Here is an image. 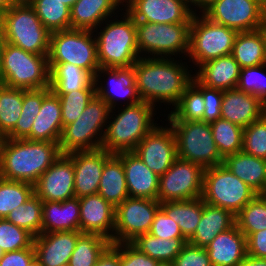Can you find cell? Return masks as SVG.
<instances>
[{
	"instance_id": "obj_1",
	"label": "cell",
	"mask_w": 266,
	"mask_h": 266,
	"mask_svg": "<svg viewBox=\"0 0 266 266\" xmlns=\"http://www.w3.org/2000/svg\"><path fill=\"white\" fill-rule=\"evenodd\" d=\"M133 68L141 101L152 104L156 110L163 104L172 110L194 77L192 66L180 58L140 57Z\"/></svg>"
},
{
	"instance_id": "obj_2",
	"label": "cell",
	"mask_w": 266,
	"mask_h": 266,
	"mask_svg": "<svg viewBox=\"0 0 266 266\" xmlns=\"http://www.w3.org/2000/svg\"><path fill=\"white\" fill-rule=\"evenodd\" d=\"M59 143L0 139V177L35 184L61 156Z\"/></svg>"
},
{
	"instance_id": "obj_3",
	"label": "cell",
	"mask_w": 266,
	"mask_h": 266,
	"mask_svg": "<svg viewBox=\"0 0 266 266\" xmlns=\"http://www.w3.org/2000/svg\"><path fill=\"white\" fill-rule=\"evenodd\" d=\"M155 109L152 104L145 101L111 109L101 148L111 154L133 151L158 125L154 117L159 112Z\"/></svg>"
},
{
	"instance_id": "obj_4",
	"label": "cell",
	"mask_w": 266,
	"mask_h": 266,
	"mask_svg": "<svg viewBox=\"0 0 266 266\" xmlns=\"http://www.w3.org/2000/svg\"><path fill=\"white\" fill-rule=\"evenodd\" d=\"M121 12L120 15L117 14L103 21L93 31L100 67H131L140 58L136 22L124 8Z\"/></svg>"
},
{
	"instance_id": "obj_5",
	"label": "cell",
	"mask_w": 266,
	"mask_h": 266,
	"mask_svg": "<svg viewBox=\"0 0 266 266\" xmlns=\"http://www.w3.org/2000/svg\"><path fill=\"white\" fill-rule=\"evenodd\" d=\"M0 27L5 42L29 53L48 55L51 33L44 27L28 1H16L1 13Z\"/></svg>"
},
{
	"instance_id": "obj_6",
	"label": "cell",
	"mask_w": 266,
	"mask_h": 266,
	"mask_svg": "<svg viewBox=\"0 0 266 266\" xmlns=\"http://www.w3.org/2000/svg\"><path fill=\"white\" fill-rule=\"evenodd\" d=\"M0 84L25 90L49 87L48 55L29 53L5 42L1 56Z\"/></svg>"
},
{
	"instance_id": "obj_7",
	"label": "cell",
	"mask_w": 266,
	"mask_h": 266,
	"mask_svg": "<svg viewBox=\"0 0 266 266\" xmlns=\"http://www.w3.org/2000/svg\"><path fill=\"white\" fill-rule=\"evenodd\" d=\"M110 110L108 104L95 95L77 120L63 127L59 140L61 154L100 149Z\"/></svg>"
},
{
	"instance_id": "obj_8",
	"label": "cell",
	"mask_w": 266,
	"mask_h": 266,
	"mask_svg": "<svg viewBox=\"0 0 266 266\" xmlns=\"http://www.w3.org/2000/svg\"><path fill=\"white\" fill-rule=\"evenodd\" d=\"M190 26L191 23L136 22L137 47L140 57H176L177 59L181 57L187 60L185 57L189 52Z\"/></svg>"
},
{
	"instance_id": "obj_9",
	"label": "cell",
	"mask_w": 266,
	"mask_h": 266,
	"mask_svg": "<svg viewBox=\"0 0 266 266\" xmlns=\"http://www.w3.org/2000/svg\"><path fill=\"white\" fill-rule=\"evenodd\" d=\"M237 33L232 28L211 21L200 11H195L191 20L187 55L189 62L194 64L192 70L212 59L230 55Z\"/></svg>"
},
{
	"instance_id": "obj_10",
	"label": "cell",
	"mask_w": 266,
	"mask_h": 266,
	"mask_svg": "<svg viewBox=\"0 0 266 266\" xmlns=\"http://www.w3.org/2000/svg\"><path fill=\"white\" fill-rule=\"evenodd\" d=\"M172 128L177 158L194 162L204 169L223 164L209 123L203 121H166Z\"/></svg>"
},
{
	"instance_id": "obj_11",
	"label": "cell",
	"mask_w": 266,
	"mask_h": 266,
	"mask_svg": "<svg viewBox=\"0 0 266 266\" xmlns=\"http://www.w3.org/2000/svg\"><path fill=\"white\" fill-rule=\"evenodd\" d=\"M48 63H70L95 76L100 65L93 31L68 29L50 34Z\"/></svg>"
},
{
	"instance_id": "obj_12",
	"label": "cell",
	"mask_w": 266,
	"mask_h": 266,
	"mask_svg": "<svg viewBox=\"0 0 266 266\" xmlns=\"http://www.w3.org/2000/svg\"><path fill=\"white\" fill-rule=\"evenodd\" d=\"M257 193L223 164L204 169L202 200L236 215Z\"/></svg>"
},
{
	"instance_id": "obj_13",
	"label": "cell",
	"mask_w": 266,
	"mask_h": 266,
	"mask_svg": "<svg viewBox=\"0 0 266 266\" xmlns=\"http://www.w3.org/2000/svg\"><path fill=\"white\" fill-rule=\"evenodd\" d=\"M204 168L177 158L160 176L158 202L184 201L202 197Z\"/></svg>"
},
{
	"instance_id": "obj_14",
	"label": "cell",
	"mask_w": 266,
	"mask_h": 266,
	"mask_svg": "<svg viewBox=\"0 0 266 266\" xmlns=\"http://www.w3.org/2000/svg\"><path fill=\"white\" fill-rule=\"evenodd\" d=\"M200 12L237 32L257 30L266 19V11L253 0H209Z\"/></svg>"
},
{
	"instance_id": "obj_15",
	"label": "cell",
	"mask_w": 266,
	"mask_h": 266,
	"mask_svg": "<svg viewBox=\"0 0 266 266\" xmlns=\"http://www.w3.org/2000/svg\"><path fill=\"white\" fill-rule=\"evenodd\" d=\"M160 202L147 198H126L115 207L114 243H130L149 232Z\"/></svg>"
},
{
	"instance_id": "obj_16",
	"label": "cell",
	"mask_w": 266,
	"mask_h": 266,
	"mask_svg": "<svg viewBox=\"0 0 266 266\" xmlns=\"http://www.w3.org/2000/svg\"><path fill=\"white\" fill-rule=\"evenodd\" d=\"M94 84L96 95L103 99L110 109L133 105L141 101L137 91L133 66L99 67L94 76ZM119 100H121V103Z\"/></svg>"
},
{
	"instance_id": "obj_17",
	"label": "cell",
	"mask_w": 266,
	"mask_h": 266,
	"mask_svg": "<svg viewBox=\"0 0 266 266\" xmlns=\"http://www.w3.org/2000/svg\"><path fill=\"white\" fill-rule=\"evenodd\" d=\"M133 152L151 171L162 176L177 159L176 139L170 125H156Z\"/></svg>"
},
{
	"instance_id": "obj_18",
	"label": "cell",
	"mask_w": 266,
	"mask_h": 266,
	"mask_svg": "<svg viewBox=\"0 0 266 266\" xmlns=\"http://www.w3.org/2000/svg\"><path fill=\"white\" fill-rule=\"evenodd\" d=\"M124 4L135 22L191 23L196 11L187 0H124Z\"/></svg>"
},
{
	"instance_id": "obj_19",
	"label": "cell",
	"mask_w": 266,
	"mask_h": 266,
	"mask_svg": "<svg viewBox=\"0 0 266 266\" xmlns=\"http://www.w3.org/2000/svg\"><path fill=\"white\" fill-rule=\"evenodd\" d=\"M74 166L67 154H62L34 184V193L41 201L62 202L75 197Z\"/></svg>"
},
{
	"instance_id": "obj_20",
	"label": "cell",
	"mask_w": 266,
	"mask_h": 266,
	"mask_svg": "<svg viewBox=\"0 0 266 266\" xmlns=\"http://www.w3.org/2000/svg\"><path fill=\"white\" fill-rule=\"evenodd\" d=\"M67 155L74 166L75 197L97 194L105 161L111 153L100 148L93 151H75Z\"/></svg>"
},
{
	"instance_id": "obj_21",
	"label": "cell",
	"mask_w": 266,
	"mask_h": 266,
	"mask_svg": "<svg viewBox=\"0 0 266 266\" xmlns=\"http://www.w3.org/2000/svg\"><path fill=\"white\" fill-rule=\"evenodd\" d=\"M79 204L80 231L101 235L114 243L115 207L98 193L79 198Z\"/></svg>"
},
{
	"instance_id": "obj_22",
	"label": "cell",
	"mask_w": 266,
	"mask_h": 266,
	"mask_svg": "<svg viewBox=\"0 0 266 266\" xmlns=\"http://www.w3.org/2000/svg\"><path fill=\"white\" fill-rule=\"evenodd\" d=\"M81 234L80 230L42 233L34 237L35 257L41 266L68 264Z\"/></svg>"
},
{
	"instance_id": "obj_23",
	"label": "cell",
	"mask_w": 266,
	"mask_h": 266,
	"mask_svg": "<svg viewBox=\"0 0 266 266\" xmlns=\"http://www.w3.org/2000/svg\"><path fill=\"white\" fill-rule=\"evenodd\" d=\"M116 155L122 160L129 197L158 201L160 177L151 171L133 151L120 152Z\"/></svg>"
},
{
	"instance_id": "obj_24",
	"label": "cell",
	"mask_w": 266,
	"mask_h": 266,
	"mask_svg": "<svg viewBox=\"0 0 266 266\" xmlns=\"http://www.w3.org/2000/svg\"><path fill=\"white\" fill-rule=\"evenodd\" d=\"M124 0H77L70 9L71 29L94 31L103 21L119 14Z\"/></svg>"
},
{
	"instance_id": "obj_25",
	"label": "cell",
	"mask_w": 266,
	"mask_h": 266,
	"mask_svg": "<svg viewBox=\"0 0 266 266\" xmlns=\"http://www.w3.org/2000/svg\"><path fill=\"white\" fill-rule=\"evenodd\" d=\"M262 117V101L256 96L230 89L223 91L221 118L243 129Z\"/></svg>"
},
{
	"instance_id": "obj_26",
	"label": "cell",
	"mask_w": 266,
	"mask_h": 266,
	"mask_svg": "<svg viewBox=\"0 0 266 266\" xmlns=\"http://www.w3.org/2000/svg\"><path fill=\"white\" fill-rule=\"evenodd\" d=\"M213 266H237L247 255L246 236L235 224L206 247Z\"/></svg>"
},
{
	"instance_id": "obj_27",
	"label": "cell",
	"mask_w": 266,
	"mask_h": 266,
	"mask_svg": "<svg viewBox=\"0 0 266 266\" xmlns=\"http://www.w3.org/2000/svg\"><path fill=\"white\" fill-rule=\"evenodd\" d=\"M197 69L193 74L201 84L225 91L236 89L241 67L230 54L207 61Z\"/></svg>"
},
{
	"instance_id": "obj_28",
	"label": "cell",
	"mask_w": 266,
	"mask_h": 266,
	"mask_svg": "<svg viewBox=\"0 0 266 266\" xmlns=\"http://www.w3.org/2000/svg\"><path fill=\"white\" fill-rule=\"evenodd\" d=\"M62 130L60 99L51 90L43 98L40 111L33 122L31 133L26 139L59 143Z\"/></svg>"
},
{
	"instance_id": "obj_29",
	"label": "cell",
	"mask_w": 266,
	"mask_h": 266,
	"mask_svg": "<svg viewBox=\"0 0 266 266\" xmlns=\"http://www.w3.org/2000/svg\"><path fill=\"white\" fill-rule=\"evenodd\" d=\"M80 230L79 198L62 202L44 201L42 207V233Z\"/></svg>"
},
{
	"instance_id": "obj_30",
	"label": "cell",
	"mask_w": 266,
	"mask_h": 266,
	"mask_svg": "<svg viewBox=\"0 0 266 266\" xmlns=\"http://www.w3.org/2000/svg\"><path fill=\"white\" fill-rule=\"evenodd\" d=\"M235 224V215L231 211L204 202L202 217L188 243L206 248L219 233Z\"/></svg>"
},
{
	"instance_id": "obj_31",
	"label": "cell",
	"mask_w": 266,
	"mask_h": 266,
	"mask_svg": "<svg viewBox=\"0 0 266 266\" xmlns=\"http://www.w3.org/2000/svg\"><path fill=\"white\" fill-rule=\"evenodd\" d=\"M223 165L257 194H266V160L243 151L224 158Z\"/></svg>"
},
{
	"instance_id": "obj_32",
	"label": "cell",
	"mask_w": 266,
	"mask_h": 266,
	"mask_svg": "<svg viewBox=\"0 0 266 266\" xmlns=\"http://www.w3.org/2000/svg\"><path fill=\"white\" fill-rule=\"evenodd\" d=\"M48 64L49 87L55 94H65L80 89H95L94 77L83 68L70 63Z\"/></svg>"
},
{
	"instance_id": "obj_33",
	"label": "cell",
	"mask_w": 266,
	"mask_h": 266,
	"mask_svg": "<svg viewBox=\"0 0 266 266\" xmlns=\"http://www.w3.org/2000/svg\"><path fill=\"white\" fill-rule=\"evenodd\" d=\"M98 194L114 207L129 197L122 160L116 154H111L105 161Z\"/></svg>"
},
{
	"instance_id": "obj_34",
	"label": "cell",
	"mask_w": 266,
	"mask_h": 266,
	"mask_svg": "<svg viewBox=\"0 0 266 266\" xmlns=\"http://www.w3.org/2000/svg\"><path fill=\"white\" fill-rule=\"evenodd\" d=\"M231 55L241 69L266 64L265 41L260 29L238 32Z\"/></svg>"
},
{
	"instance_id": "obj_35",
	"label": "cell",
	"mask_w": 266,
	"mask_h": 266,
	"mask_svg": "<svg viewBox=\"0 0 266 266\" xmlns=\"http://www.w3.org/2000/svg\"><path fill=\"white\" fill-rule=\"evenodd\" d=\"M204 201L201 197L184 201L160 203L166 215L178 223L182 235L188 240L196 230L203 213Z\"/></svg>"
},
{
	"instance_id": "obj_36",
	"label": "cell",
	"mask_w": 266,
	"mask_h": 266,
	"mask_svg": "<svg viewBox=\"0 0 266 266\" xmlns=\"http://www.w3.org/2000/svg\"><path fill=\"white\" fill-rule=\"evenodd\" d=\"M187 242L186 238L163 239L146 233L137 236L130 243L152 259L159 262H173Z\"/></svg>"
},
{
	"instance_id": "obj_37",
	"label": "cell",
	"mask_w": 266,
	"mask_h": 266,
	"mask_svg": "<svg viewBox=\"0 0 266 266\" xmlns=\"http://www.w3.org/2000/svg\"><path fill=\"white\" fill-rule=\"evenodd\" d=\"M50 91V87L29 90L23 89V104L20 118L15 128L5 138L26 139L30 135L33 122L40 111L43 98Z\"/></svg>"
},
{
	"instance_id": "obj_38",
	"label": "cell",
	"mask_w": 266,
	"mask_h": 266,
	"mask_svg": "<svg viewBox=\"0 0 266 266\" xmlns=\"http://www.w3.org/2000/svg\"><path fill=\"white\" fill-rule=\"evenodd\" d=\"M37 17L50 32L71 29L70 8L60 0H28Z\"/></svg>"
},
{
	"instance_id": "obj_39",
	"label": "cell",
	"mask_w": 266,
	"mask_h": 266,
	"mask_svg": "<svg viewBox=\"0 0 266 266\" xmlns=\"http://www.w3.org/2000/svg\"><path fill=\"white\" fill-rule=\"evenodd\" d=\"M23 89L0 84V139L5 138L17 124L22 112Z\"/></svg>"
},
{
	"instance_id": "obj_40",
	"label": "cell",
	"mask_w": 266,
	"mask_h": 266,
	"mask_svg": "<svg viewBox=\"0 0 266 266\" xmlns=\"http://www.w3.org/2000/svg\"><path fill=\"white\" fill-rule=\"evenodd\" d=\"M111 241L98 234L82 233L70 257V266H95L98 258Z\"/></svg>"
},
{
	"instance_id": "obj_41",
	"label": "cell",
	"mask_w": 266,
	"mask_h": 266,
	"mask_svg": "<svg viewBox=\"0 0 266 266\" xmlns=\"http://www.w3.org/2000/svg\"><path fill=\"white\" fill-rule=\"evenodd\" d=\"M235 221L246 238L266 229V195L257 194L235 215Z\"/></svg>"
},
{
	"instance_id": "obj_42",
	"label": "cell",
	"mask_w": 266,
	"mask_h": 266,
	"mask_svg": "<svg viewBox=\"0 0 266 266\" xmlns=\"http://www.w3.org/2000/svg\"><path fill=\"white\" fill-rule=\"evenodd\" d=\"M204 98L191 83L181 95L178 104L167 113L165 121H203Z\"/></svg>"
},
{
	"instance_id": "obj_43",
	"label": "cell",
	"mask_w": 266,
	"mask_h": 266,
	"mask_svg": "<svg viewBox=\"0 0 266 266\" xmlns=\"http://www.w3.org/2000/svg\"><path fill=\"white\" fill-rule=\"evenodd\" d=\"M210 126L215 144L223 158L242 151V127L222 118L212 122Z\"/></svg>"
},
{
	"instance_id": "obj_44",
	"label": "cell",
	"mask_w": 266,
	"mask_h": 266,
	"mask_svg": "<svg viewBox=\"0 0 266 266\" xmlns=\"http://www.w3.org/2000/svg\"><path fill=\"white\" fill-rule=\"evenodd\" d=\"M42 207L43 201L34 194L24 204L12 210L6 219L37 237L42 234Z\"/></svg>"
},
{
	"instance_id": "obj_45",
	"label": "cell",
	"mask_w": 266,
	"mask_h": 266,
	"mask_svg": "<svg viewBox=\"0 0 266 266\" xmlns=\"http://www.w3.org/2000/svg\"><path fill=\"white\" fill-rule=\"evenodd\" d=\"M34 194L33 184L0 177V219L6 218L12 210L24 204Z\"/></svg>"
},
{
	"instance_id": "obj_46",
	"label": "cell",
	"mask_w": 266,
	"mask_h": 266,
	"mask_svg": "<svg viewBox=\"0 0 266 266\" xmlns=\"http://www.w3.org/2000/svg\"><path fill=\"white\" fill-rule=\"evenodd\" d=\"M56 95L60 99L62 125L64 127L77 120L91 99L96 95V91L95 89H80Z\"/></svg>"
},
{
	"instance_id": "obj_47",
	"label": "cell",
	"mask_w": 266,
	"mask_h": 266,
	"mask_svg": "<svg viewBox=\"0 0 266 266\" xmlns=\"http://www.w3.org/2000/svg\"><path fill=\"white\" fill-rule=\"evenodd\" d=\"M34 236L6 218L0 219V247L5 252L34 248Z\"/></svg>"
},
{
	"instance_id": "obj_48",
	"label": "cell",
	"mask_w": 266,
	"mask_h": 266,
	"mask_svg": "<svg viewBox=\"0 0 266 266\" xmlns=\"http://www.w3.org/2000/svg\"><path fill=\"white\" fill-rule=\"evenodd\" d=\"M266 64L242 68L236 89L256 96L262 102L266 99Z\"/></svg>"
},
{
	"instance_id": "obj_49",
	"label": "cell",
	"mask_w": 266,
	"mask_h": 266,
	"mask_svg": "<svg viewBox=\"0 0 266 266\" xmlns=\"http://www.w3.org/2000/svg\"><path fill=\"white\" fill-rule=\"evenodd\" d=\"M242 151L266 160V120L263 117L243 129Z\"/></svg>"
},
{
	"instance_id": "obj_50",
	"label": "cell",
	"mask_w": 266,
	"mask_h": 266,
	"mask_svg": "<svg viewBox=\"0 0 266 266\" xmlns=\"http://www.w3.org/2000/svg\"><path fill=\"white\" fill-rule=\"evenodd\" d=\"M191 83L202 93L204 98L203 122L211 124L221 118L223 90L207 87L195 77H193Z\"/></svg>"
},
{
	"instance_id": "obj_51",
	"label": "cell",
	"mask_w": 266,
	"mask_h": 266,
	"mask_svg": "<svg viewBox=\"0 0 266 266\" xmlns=\"http://www.w3.org/2000/svg\"><path fill=\"white\" fill-rule=\"evenodd\" d=\"M148 233L154 237H161L163 239L185 238L182 235L178 223L169 218L161 208L155 213Z\"/></svg>"
},
{
	"instance_id": "obj_52",
	"label": "cell",
	"mask_w": 266,
	"mask_h": 266,
	"mask_svg": "<svg viewBox=\"0 0 266 266\" xmlns=\"http://www.w3.org/2000/svg\"><path fill=\"white\" fill-rule=\"evenodd\" d=\"M172 263L174 266H213L206 248L188 242Z\"/></svg>"
},
{
	"instance_id": "obj_53",
	"label": "cell",
	"mask_w": 266,
	"mask_h": 266,
	"mask_svg": "<svg viewBox=\"0 0 266 266\" xmlns=\"http://www.w3.org/2000/svg\"><path fill=\"white\" fill-rule=\"evenodd\" d=\"M158 263L131 243H120V266H157Z\"/></svg>"
},
{
	"instance_id": "obj_54",
	"label": "cell",
	"mask_w": 266,
	"mask_h": 266,
	"mask_svg": "<svg viewBox=\"0 0 266 266\" xmlns=\"http://www.w3.org/2000/svg\"><path fill=\"white\" fill-rule=\"evenodd\" d=\"M34 257V248L5 252L4 256L0 259V266H27Z\"/></svg>"
},
{
	"instance_id": "obj_55",
	"label": "cell",
	"mask_w": 266,
	"mask_h": 266,
	"mask_svg": "<svg viewBox=\"0 0 266 266\" xmlns=\"http://www.w3.org/2000/svg\"><path fill=\"white\" fill-rule=\"evenodd\" d=\"M247 254L266 258V229L252 233L246 238Z\"/></svg>"
},
{
	"instance_id": "obj_56",
	"label": "cell",
	"mask_w": 266,
	"mask_h": 266,
	"mask_svg": "<svg viewBox=\"0 0 266 266\" xmlns=\"http://www.w3.org/2000/svg\"><path fill=\"white\" fill-rule=\"evenodd\" d=\"M95 266H120V243H111L100 255Z\"/></svg>"
},
{
	"instance_id": "obj_57",
	"label": "cell",
	"mask_w": 266,
	"mask_h": 266,
	"mask_svg": "<svg viewBox=\"0 0 266 266\" xmlns=\"http://www.w3.org/2000/svg\"><path fill=\"white\" fill-rule=\"evenodd\" d=\"M237 266H266V258L246 255Z\"/></svg>"
},
{
	"instance_id": "obj_58",
	"label": "cell",
	"mask_w": 266,
	"mask_h": 266,
	"mask_svg": "<svg viewBox=\"0 0 266 266\" xmlns=\"http://www.w3.org/2000/svg\"><path fill=\"white\" fill-rule=\"evenodd\" d=\"M209 0H187V2L196 10L199 11Z\"/></svg>"
},
{
	"instance_id": "obj_59",
	"label": "cell",
	"mask_w": 266,
	"mask_h": 266,
	"mask_svg": "<svg viewBox=\"0 0 266 266\" xmlns=\"http://www.w3.org/2000/svg\"><path fill=\"white\" fill-rule=\"evenodd\" d=\"M16 0H0V14L12 6Z\"/></svg>"
},
{
	"instance_id": "obj_60",
	"label": "cell",
	"mask_w": 266,
	"mask_h": 266,
	"mask_svg": "<svg viewBox=\"0 0 266 266\" xmlns=\"http://www.w3.org/2000/svg\"><path fill=\"white\" fill-rule=\"evenodd\" d=\"M4 43H5V39H4L2 29L0 27V66H1V56H2V49H3Z\"/></svg>"
},
{
	"instance_id": "obj_61",
	"label": "cell",
	"mask_w": 266,
	"mask_h": 266,
	"mask_svg": "<svg viewBox=\"0 0 266 266\" xmlns=\"http://www.w3.org/2000/svg\"><path fill=\"white\" fill-rule=\"evenodd\" d=\"M259 29H260V31L263 35L264 41H265V54H266V19L264 20L262 26Z\"/></svg>"
},
{
	"instance_id": "obj_62",
	"label": "cell",
	"mask_w": 266,
	"mask_h": 266,
	"mask_svg": "<svg viewBox=\"0 0 266 266\" xmlns=\"http://www.w3.org/2000/svg\"><path fill=\"white\" fill-rule=\"evenodd\" d=\"M27 266H41V264H40L39 260H38L36 257H34V258L29 262V264H28Z\"/></svg>"
},
{
	"instance_id": "obj_63",
	"label": "cell",
	"mask_w": 266,
	"mask_h": 266,
	"mask_svg": "<svg viewBox=\"0 0 266 266\" xmlns=\"http://www.w3.org/2000/svg\"><path fill=\"white\" fill-rule=\"evenodd\" d=\"M62 1L65 5H67L70 9L72 8V6L74 5V3L77 1V0H60Z\"/></svg>"
},
{
	"instance_id": "obj_64",
	"label": "cell",
	"mask_w": 266,
	"mask_h": 266,
	"mask_svg": "<svg viewBox=\"0 0 266 266\" xmlns=\"http://www.w3.org/2000/svg\"><path fill=\"white\" fill-rule=\"evenodd\" d=\"M266 11V0H253Z\"/></svg>"
},
{
	"instance_id": "obj_65",
	"label": "cell",
	"mask_w": 266,
	"mask_h": 266,
	"mask_svg": "<svg viewBox=\"0 0 266 266\" xmlns=\"http://www.w3.org/2000/svg\"><path fill=\"white\" fill-rule=\"evenodd\" d=\"M262 117L266 120V99L262 102Z\"/></svg>"
},
{
	"instance_id": "obj_66",
	"label": "cell",
	"mask_w": 266,
	"mask_h": 266,
	"mask_svg": "<svg viewBox=\"0 0 266 266\" xmlns=\"http://www.w3.org/2000/svg\"><path fill=\"white\" fill-rule=\"evenodd\" d=\"M157 266H174L172 262H159Z\"/></svg>"
},
{
	"instance_id": "obj_67",
	"label": "cell",
	"mask_w": 266,
	"mask_h": 266,
	"mask_svg": "<svg viewBox=\"0 0 266 266\" xmlns=\"http://www.w3.org/2000/svg\"><path fill=\"white\" fill-rule=\"evenodd\" d=\"M5 251L0 247V259L4 256Z\"/></svg>"
}]
</instances>
